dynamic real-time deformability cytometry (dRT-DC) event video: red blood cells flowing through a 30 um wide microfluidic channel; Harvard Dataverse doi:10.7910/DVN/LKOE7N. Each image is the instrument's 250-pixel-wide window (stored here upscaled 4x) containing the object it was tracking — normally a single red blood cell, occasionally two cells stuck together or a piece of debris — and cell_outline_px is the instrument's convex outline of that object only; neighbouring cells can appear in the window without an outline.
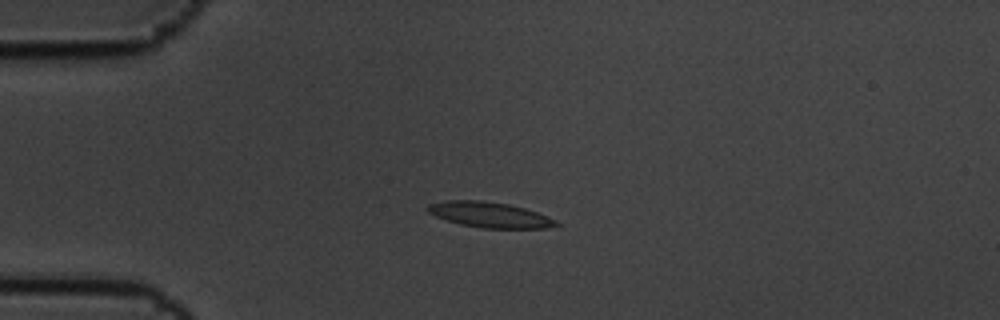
{"species": "common noctule bat (a hibernating species)", "species_latin": "Nyctalus noctula", "temperature_condition": "cold", "stored_images_in_passage": 6, "camera_frame_rate_fps": 3000, "um_per_image_px": 0.085, "animal": {"sex": "male", "body_mass_g": 19.5, "forearm_length_mm": 54.6}, "frame": {"image": 1, "passage_image": 4, "time_ms": 1.0, "image_size_px": [1000, 320], "cell_outline_px": [[560, 224], [548, 228], [480, 228], [460, 224], [436, 216], [428, 212], [424, 208], [428, 204], [448, 200], [480, 200], [508, 204], [524, 208], [536, 212], [556, 220]], "centroid_in_image_um": [41.59, 18.25], "position_along_channel_um": 43.4, "area_um2": 18.96}}
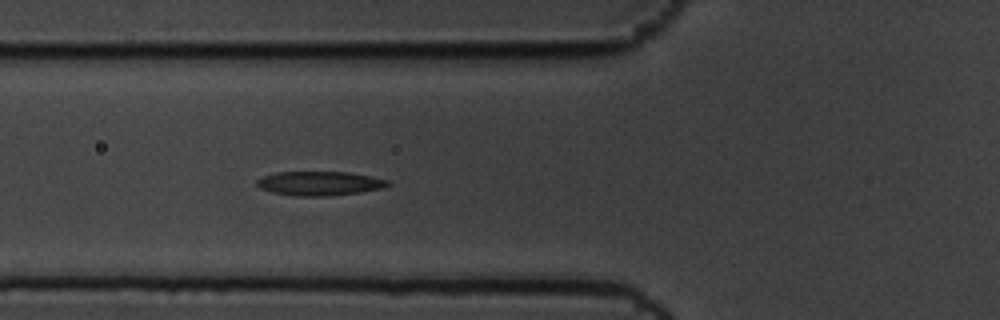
{"frame": {"image": 2, "passage_image": 6, "time_ms": 1.667, "image_size_px": [1000, 320], "cell_outline_px": [[392, 184], [380, 188], [360, 192], [328, 196], [296, 196], [272, 192], [260, 188], [256, 184], [256, 180], [264, 176], [276, 172], [348, 172], [372, 176], [388, 180]], "centroid_in_image_um": [27.16, 15.58], "position_along_channel_um": 98.6, "area_um2": 18.38}}